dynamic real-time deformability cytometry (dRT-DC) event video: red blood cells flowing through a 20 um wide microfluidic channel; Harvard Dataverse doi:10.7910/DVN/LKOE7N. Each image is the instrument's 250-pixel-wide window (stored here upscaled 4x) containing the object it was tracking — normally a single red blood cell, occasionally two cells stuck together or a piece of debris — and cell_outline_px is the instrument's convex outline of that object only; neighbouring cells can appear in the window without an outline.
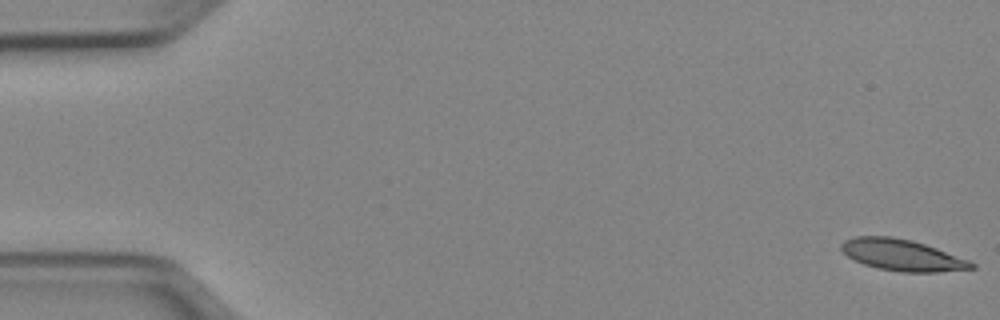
{"species": "Egyptian fruit bat (a non-hibernating species)", "species_latin": "Rousettus aegyptiacus", "temperature_condition": "cold", "stored_images_in_passage": 51, "camera_frame_rate_fps": 3000, "um_per_image_px": 0.085, "animal": {"sex": "female"}, "frame": {"image": 1, "passage_image": 1, "time_ms": 0.0, "image_size_px": [1000, 320], "cell_outline_px": [[976, 268], [940, 272], [900, 272], [880, 268], [864, 264], [848, 256], [840, 248], [840, 244], [844, 240], [856, 236], [892, 236], [912, 240], [936, 248], [968, 260], [976, 264]], "centroid_in_image_um": [76.68, 21.67], "position_along_channel_um": 8.3, "area_um2": 23.64}}
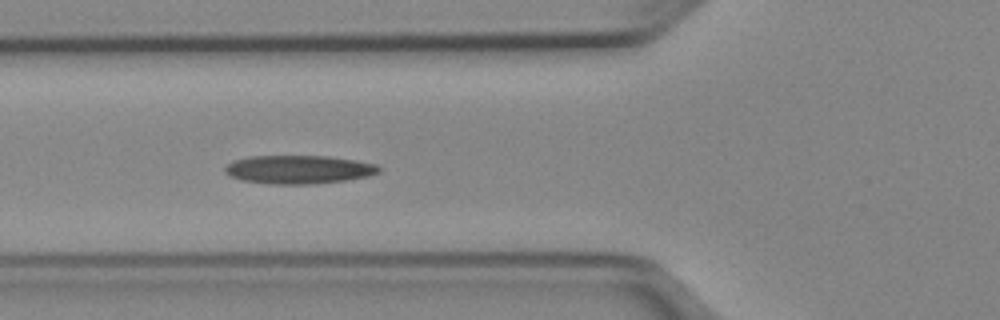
{"frame": {"image": 2, "passage_image": 19, "time_ms": 6.0, "image_size_px": [1000, 320], "cell_outline_px": [[380, 172], [368, 176], [344, 180], [312, 184], [268, 184], [240, 180], [228, 176], [224, 172], [224, 168], [232, 160], [248, 156], [328, 156], [356, 160], [376, 164], [380, 168]], "centroid_in_image_um": [25.33, 14.4], "position_along_channel_um": 100.5, "area_um2": 25.72}}
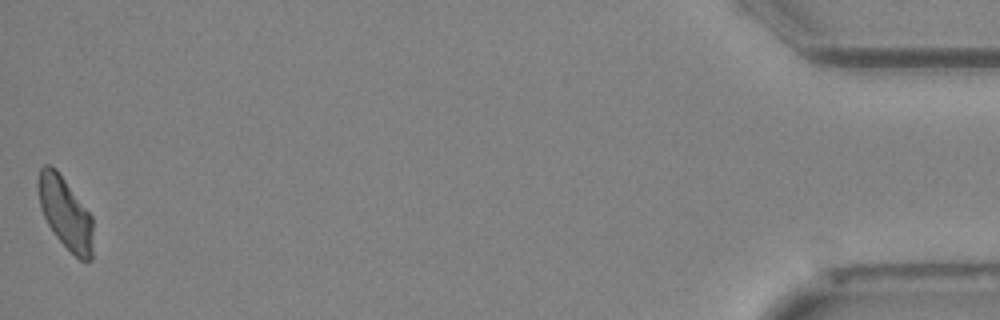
{"frame": {"image": 3, "passage_image": 51, "time_ms": 16.667, "image_size_px": [1000, 320], "cell_outline_px": [[92, 260], [80, 260], [56, 236], [48, 224], [40, 208], [36, 184], [36, 180], [40, 168], [44, 164], [52, 164], [56, 168], [92, 216]], "centroid_in_image_um": [5.52, 18.04], "position_along_channel_um": 429.7, "area_um2": 22.95}}